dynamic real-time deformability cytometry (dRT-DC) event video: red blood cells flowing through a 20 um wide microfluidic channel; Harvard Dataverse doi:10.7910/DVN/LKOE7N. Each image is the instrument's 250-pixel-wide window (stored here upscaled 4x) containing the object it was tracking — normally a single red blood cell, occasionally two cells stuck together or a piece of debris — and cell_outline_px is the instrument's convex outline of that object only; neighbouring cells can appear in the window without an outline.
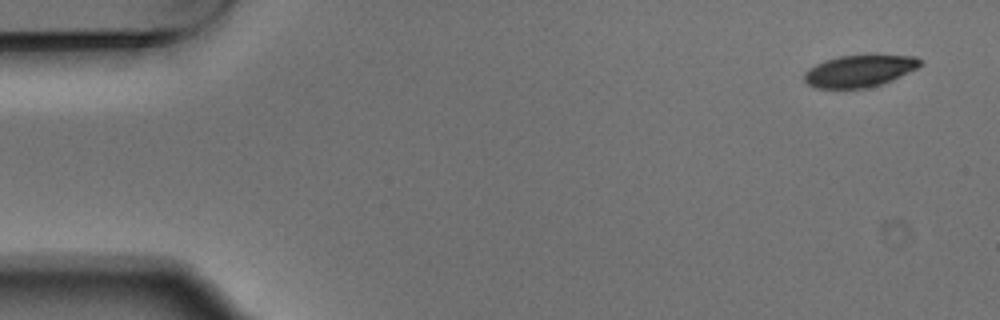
{"species": "Egyptian fruit bat (a non-hibernating species)", "species_latin": "Rousettus aegyptiacus", "temperature_condition": "warm", "stored_images_in_passage": 5, "camera_frame_rate_fps": 3000, "um_per_image_px": 0.085, "animal": {"sex": "male"}, "frame": {"image": 1, "passage_image": 1, "time_ms": 0.0, "image_size_px": [1000, 320], "cell_outline_px": [[924, 64], [892, 80], [880, 84], [864, 88], [816, 88], [808, 84], [804, 80], [804, 72], [808, 68], [816, 64], [840, 56], [916, 56], [924, 60]], "centroid_in_image_um": [73.06, 6.04], "position_along_channel_um": 11.9, "area_um2": 21.21}}